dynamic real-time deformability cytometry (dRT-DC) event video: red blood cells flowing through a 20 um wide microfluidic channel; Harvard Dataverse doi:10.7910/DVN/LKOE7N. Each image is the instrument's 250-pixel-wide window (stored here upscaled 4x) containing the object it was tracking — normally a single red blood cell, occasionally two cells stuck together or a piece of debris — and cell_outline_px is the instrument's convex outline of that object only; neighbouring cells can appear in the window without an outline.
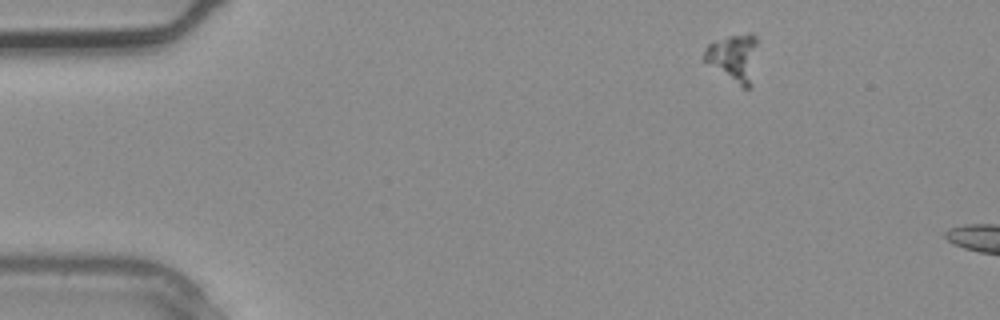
{"species": "common noctule bat (a hibernating species)", "species_latin": "Nyctalus noctula", "temperature_condition": "warm", "stored_images_in_passage": 2, "camera_frame_rate_fps": 3000, "um_per_image_px": 0.085, "animal": {"sex": "male", "body_mass_g": 20.4}, "frame": {"image": 1, "passage_image": 1, "time_ms": 0.0, "image_size_px": [1000, 320], "cell_outline_px": [[756, 44], [752, 88], [744, 88], [704, 60], [704, 48], [708, 44], [728, 36], [752, 32], [756, 36]], "centroid_in_image_um": [62.39, 4.88], "position_along_channel_um": 22.6, "area_um2": 14.39}}